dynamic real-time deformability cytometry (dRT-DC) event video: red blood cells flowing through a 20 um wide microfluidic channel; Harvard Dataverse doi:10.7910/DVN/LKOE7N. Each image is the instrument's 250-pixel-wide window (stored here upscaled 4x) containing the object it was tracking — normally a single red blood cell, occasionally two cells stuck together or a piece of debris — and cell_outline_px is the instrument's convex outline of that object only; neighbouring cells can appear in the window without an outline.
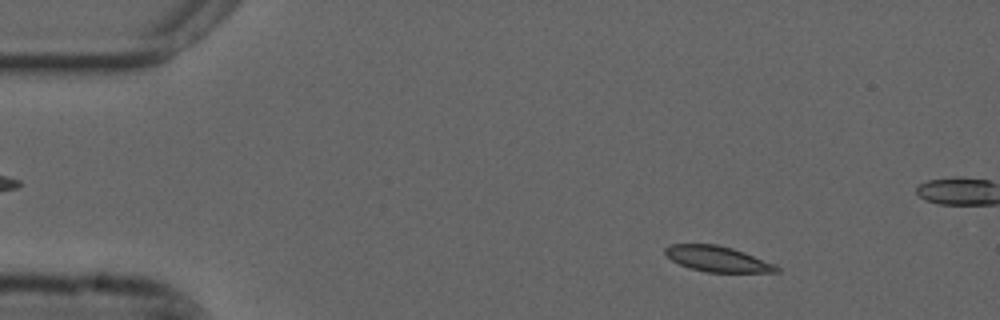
{"species": "common noctule bat (a hibernating species)", "species_latin": "Nyctalus noctula", "temperature_condition": "cold", "stored_images_in_passage": 55, "camera_frame_rate_fps": 3000, "um_per_image_px": 0.085, "animal": {"sex": "male", "forearm_length_mm": 52.5}, "frame": {"image": 1, "passage_image": 7, "time_ms": 2.0, "image_size_px": [1000, 320], "cell_outline_px": [[780, 272], [704, 272], [680, 264], [672, 260], [664, 252], [664, 248], [672, 244], [716, 244], [732, 248], [744, 252], [776, 264], [780, 268]], "centroid_in_image_um": [61.02, 22.01], "position_along_channel_um": 24.0, "area_um2": 16.53}}
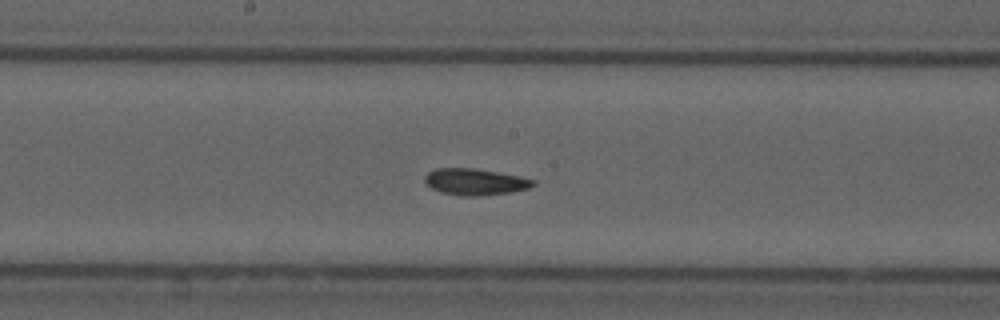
{"frame": {"image": 2, "passage_image": 28, "time_ms": 9.0, "image_size_px": [1000, 320], "cell_outline_px": [[536, 184], [528, 188], [508, 192], [480, 196], [460, 196], [440, 192], [432, 188], [424, 180], [424, 176], [428, 172], [436, 168], [472, 168], [520, 176], [536, 180]], "centroid_in_image_um": [40.37, 15.45], "position_along_channel_um": 207.8, "area_um2": 16.65}}
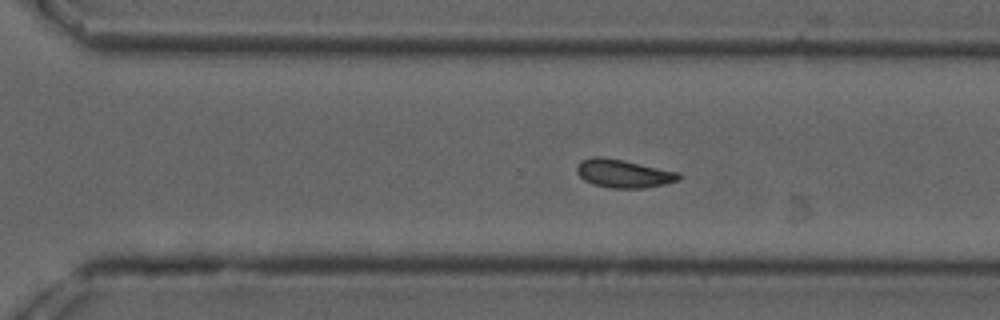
{"frame": {"image": 3, "passage_image": 37, "time_ms": 12.0, "image_size_px": [1000, 320], "cell_outline_px": [[680, 180], [664, 184], [644, 188], [612, 188], [592, 184], [584, 180], [576, 172], [576, 168], [580, 160], [592, 156], [604, 156], [624, 160], [680, 172]], "centroid_in_image_um": [52.98, 14.73], "position_along_channel_um": 317.6, "area_um2": 16.99}, "authors_computed_cell_mechanics": {"area_um2": 16.762, "velocity_mm_per_s": 3.6694, "shape_relaxation_time_tau1_ms": 8.9674, "shape_relaxation_time_tau2_ms": 3.1667, "deformation_change_tau1": 0.1457, "deformation_change_tau2": 0.0777}}